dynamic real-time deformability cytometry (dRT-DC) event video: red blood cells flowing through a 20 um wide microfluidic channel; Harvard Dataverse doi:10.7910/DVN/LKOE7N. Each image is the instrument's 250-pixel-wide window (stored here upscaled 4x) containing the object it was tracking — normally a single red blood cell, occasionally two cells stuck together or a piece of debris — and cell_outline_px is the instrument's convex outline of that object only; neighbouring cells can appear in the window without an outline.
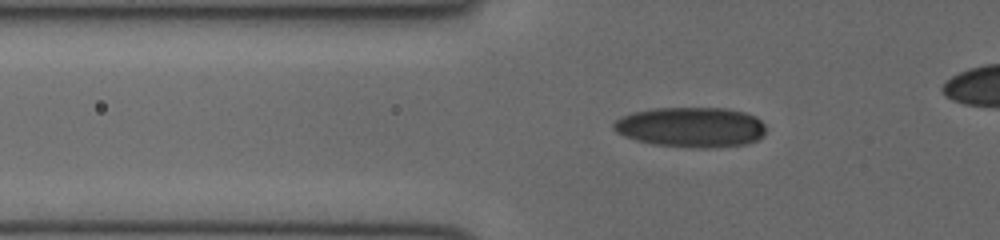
{"species": "human", "species_latin": "Homo sapiens", "temperature_condition": "cold", "stored_images_in_passage": 37, "camera_frame_rate_fps": 3000, "um_per_image_px": 0.085, "donor": {"sex": "female"}, "frame": {"image": 1, "passage_image": 10, "time_ms": 3.0, "image_size_px": [1000, 240], "cell_outline_px": [[764, 132], [760, 140], [748, 144], [704, 148], [652, 144], [636, 140], [624, 136], [616, 132], [612, 128], [612, 124], [620, 116], [632, 112], [652, 108], [728, 108], [744, 112], [756, 116], [764, 124]], "centroid_in_image_um": [58.72, 10.8], "position_along_channel_um": 67.1, "area_um2": 35.84}}
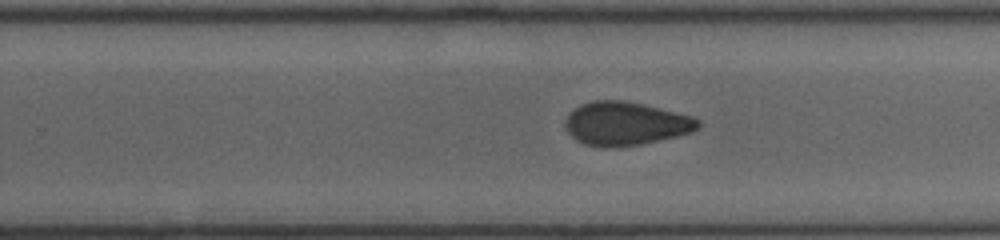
{"frame": {"image": 2, "passage_image": 25, "time_ms": 8.0, "image_size_px": [1000, 240], "cell_outline_px": [[700, 128], [692, 132], [676, 136], [640, 144], [608, 148], [604, 148], [584, 144], [576, 140], [568, 132], [564, 124], [564, 120], [580, 104], [592, 100], [624, 100], [660, 108], [692, 116], [700, 120]], "centroid_in_image_um": [53.17, 10.51], "position_along_channel_um": 276.6, "area_um2": 33.64}}
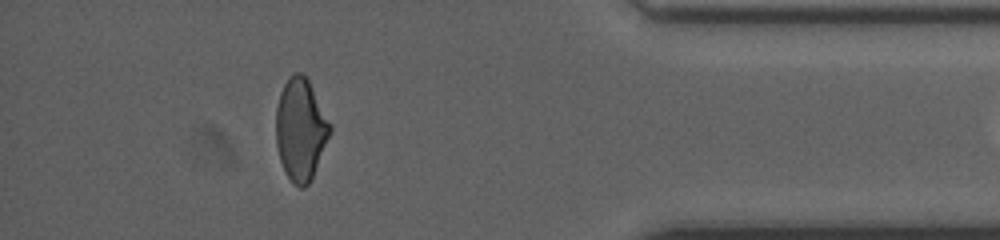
{"frame": {"image": 3, "passage_image": 36, "time_ms": 11.667, "image_size_px": [1000, 240], "cell_outline_px": [[332, 128], [312, 176], [308, 184], [304, 188], [300, 188], [288, 176], [280, 160], [276, 144], [276, 108], [280, 92], [288, 76], [292, 72], [300, 72], [308, 80], [332, 124]], "centroid_in_image_um": [25.54, 10.95], "position_along_channel_um": 409.7, "area_um2": 31.73}}